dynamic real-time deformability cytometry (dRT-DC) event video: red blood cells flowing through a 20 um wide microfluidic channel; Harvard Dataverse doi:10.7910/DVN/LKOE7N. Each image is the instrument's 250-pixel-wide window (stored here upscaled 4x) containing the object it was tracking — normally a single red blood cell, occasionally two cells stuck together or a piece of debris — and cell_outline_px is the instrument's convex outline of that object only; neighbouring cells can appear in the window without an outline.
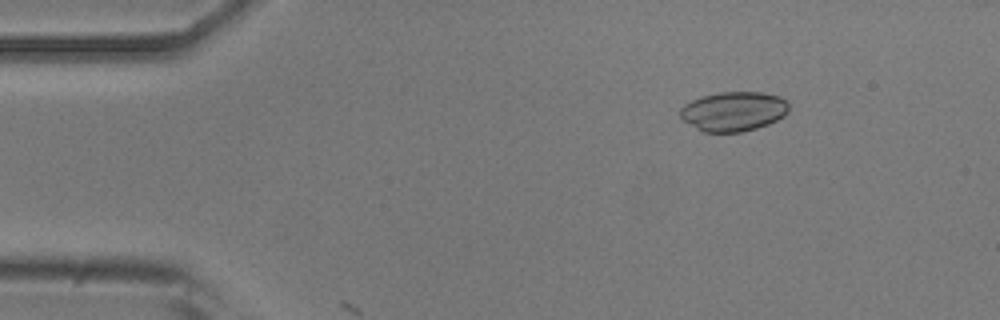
{"species": "common noctule bat (a hibernating species)", "species_latin": "Nyctalus noctula", "temperature_condition": "room temperature", "stored_images_in_passage": 3, "camera_frame_rate_fps": 3000, "um_per_image_px": 0.085, "animal": {"sex": "male", "body_mass_g": 20.5, "forearm_length_mm": 52.5}, "frame": {"image": 1, "passage_image": 2, "time_ms": 0.333, "image_size_px": [1000, 320], "cell_outline_px": [[788, 112], [784, 116], [768, 124], [756, 128], [740, 132], [704, 132], [696, 128], [684, 120], [680, 116], [680, 108], [684, 104], [692, 100], [704, 96], [720, 92], [760, 92], [780, 96], [788, 104]], "centroid_in_image_um": [62.35, 9.46], "position_along_channel_um": 22.6, "area_um2": 24.85}}